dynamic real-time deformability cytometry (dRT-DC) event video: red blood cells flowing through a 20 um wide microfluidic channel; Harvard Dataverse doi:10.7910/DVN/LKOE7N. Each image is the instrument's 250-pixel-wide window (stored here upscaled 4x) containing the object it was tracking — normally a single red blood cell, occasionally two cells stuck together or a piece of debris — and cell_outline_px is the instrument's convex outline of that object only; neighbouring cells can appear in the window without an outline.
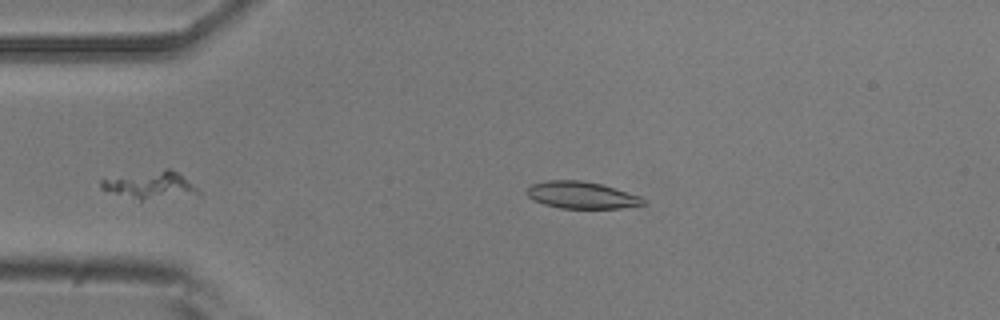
{"species": "common noctule bat (a hibernating species)", "species_latin": "Nyctalus noctula", "temperature_condition": "room temperature", "stored_images_in_passage": 38, "camera_frame_rate_fps": 3000, "um_per_image_px": 0.085, "animal": {"sex": "male", "body_mass_g": 20.5, "forearm_length_mm": 52.5}, "frame": {"image": 1, "passage_image": 1, "time_ms": 0.0, "image_size_px": [1000, 320], "cell_outline_px": [[648, 204], [620, 208], [560, 208], [544, 204], [532, 200], [524, 192], [532, 184], [548, 180], [580, 180], [604, 184], [640, 196]], "centroid_in_image_um": [49.43, 16.58], "position_along_channel_um": 35.6, "area_um2": 18.44}}
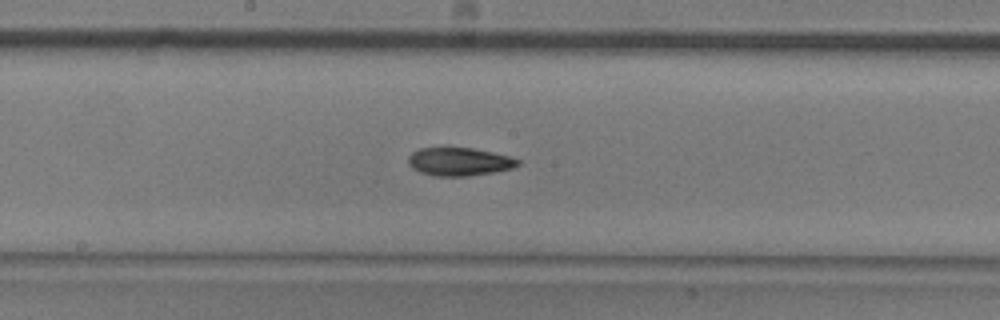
{"frame": {"image": 2, "passage_image": 17, "time_ms": 5.333, "image_size_px": [1000, 320], "cell_outline_px": [[520, 164], [512, 168], [492, 172], [468, 176], [432, 176], [420, 172], [412, 168], [408, 164], [408, 156], [412, 152], [420, 148], [472, 148], [492, 152], [508, 156], [520, 160]], "centroid_in_image_um": [39.0, 13.75], "position_along_channel_um": 209.2, "area_um2": 17.92}}
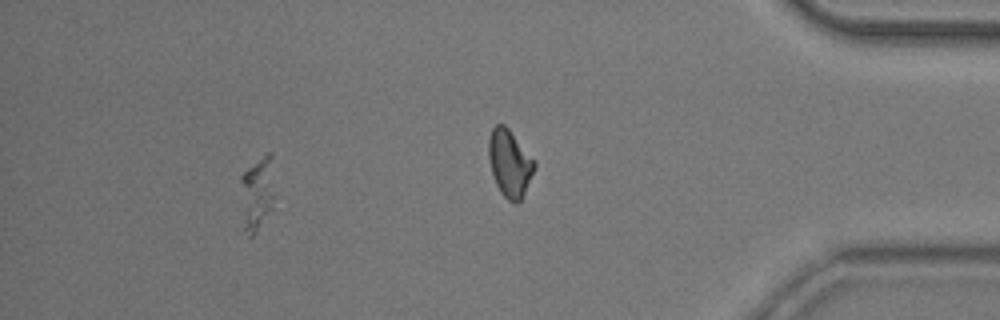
{"frame": {"image": 3, "passage_image": 33, "time_ms": 10.667, "image_size_px": [1000, 320], "cell_outline_px": [[276, 208], [256, 232], [252, 236], [248, 236], [244, 228], [240, 180], [240, 176], [248, 168], [268, 152], [272, 152]], "centroid_in_image_um": [21.93, 16.46], "position_along_channel_um": 413.3, "area_um2": 15.32}, "authors_computed_cell_mechanics": {"area_um2": 17.9469, "velocity_mm_per_s": 3.8871, "shape_relaxation_time_tau1_ms": 3.7037, "shape_relaxation_time_tau2_ms": 2.6577, "deformation_change_tau1": 0.1275, "deformation_change_tau2": 0.0805}}